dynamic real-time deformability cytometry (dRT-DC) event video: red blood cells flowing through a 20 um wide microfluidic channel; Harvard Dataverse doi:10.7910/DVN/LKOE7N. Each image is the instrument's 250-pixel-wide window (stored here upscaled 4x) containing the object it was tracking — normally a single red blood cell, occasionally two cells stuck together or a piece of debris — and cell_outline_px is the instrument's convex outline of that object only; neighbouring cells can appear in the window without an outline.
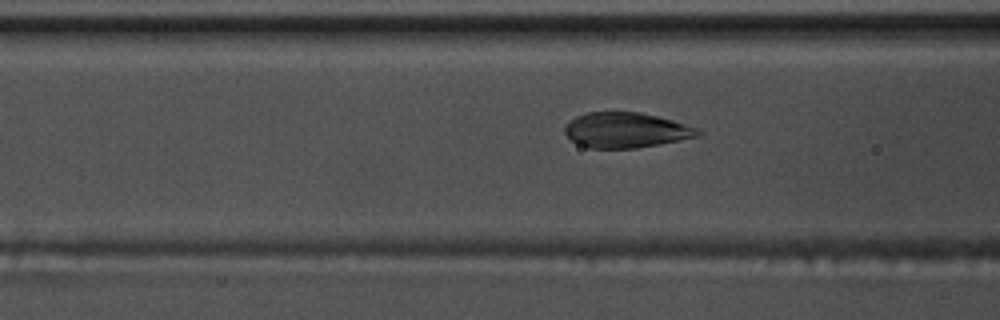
{"species": "common noctule bat (a hibernating species)", "species_latin": "Nyctalus noctula", "temperature_condition": "warm", "stored_images_in_passage": 56, "camera_frame_rate_fps": 3000, "um_per_image_px": 0.085, "animal": {"sex": "male", "body_mass_g": 17.5, "forearm_length_mm": 52.3}, "frame": {"image": 1, "passage_image": 22, "time_ms": 7.0, "image_size_px": [1000, 320], "cell_outline_px": [[700, 132], [696, 136], [660, 144], [636, 148], [588, 148], [572, 140], [564, 132], [564, 124], [568, 120], [576, 116], [588, 112], [640, 112], [672, 120], [696, 128]], "centroid_in_image_um": [53.13, 11.05], "position_along_channel_um": 113.5, "area_um2": 27.05}}
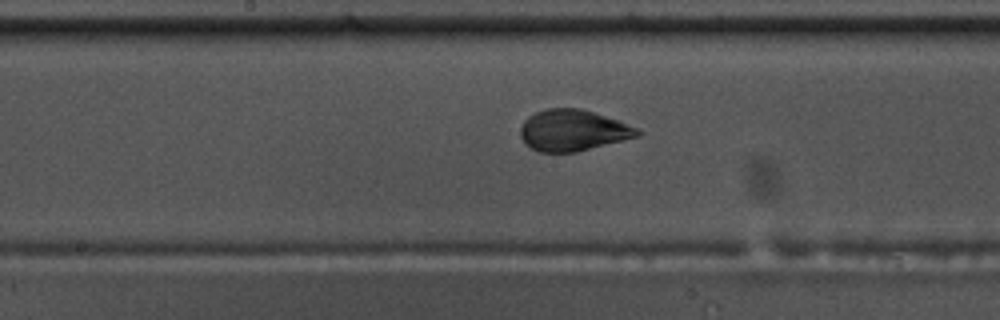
{"frame": {"image": 2, "passage_image": 29, "time_ms": 9.333, "image_size_px": [1000, 320], "cell_outline_px": [[644, 132], [640, 136], [576, 152], [540, 152], [532, 148], [520, 136], [520, 128], [524, 120], [528, 116], [536, 112], [548, 108], [580, 108], [620, 120], [640, 128]], "centroid_in_image_um": [48.76, 11.07], "position_along_channel_um": 199.4, "area_um2": 28.26}}
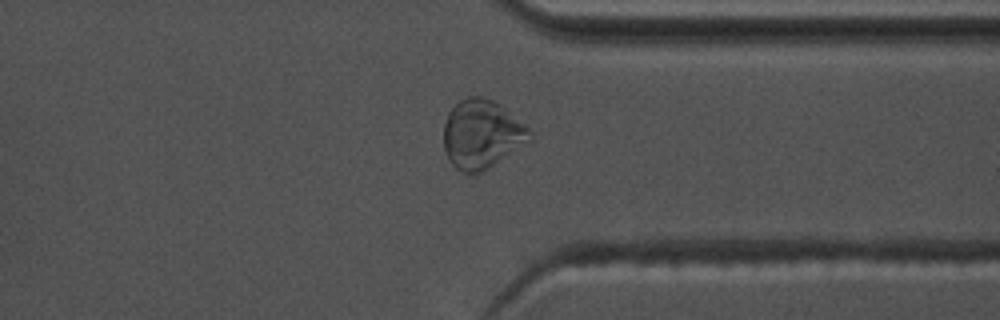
{"frame": {"image": 3, "passage_image": 43, "time_ms": 14.0, "image_size_px": [1000, 320], "cell_outline_px": [[532, 140], [484, 172], [460, 172], [452, 164], [444, 148], [444, 124], [448, 112], [460, 100], [468, 96], [480, 96], [492, 100], [500, 104], [524, 124], [532, 132]], "centroid_in_image_um": [40.97, 11.41], "position_along_channel_um": 370.4, "area_um2": 34.51}}